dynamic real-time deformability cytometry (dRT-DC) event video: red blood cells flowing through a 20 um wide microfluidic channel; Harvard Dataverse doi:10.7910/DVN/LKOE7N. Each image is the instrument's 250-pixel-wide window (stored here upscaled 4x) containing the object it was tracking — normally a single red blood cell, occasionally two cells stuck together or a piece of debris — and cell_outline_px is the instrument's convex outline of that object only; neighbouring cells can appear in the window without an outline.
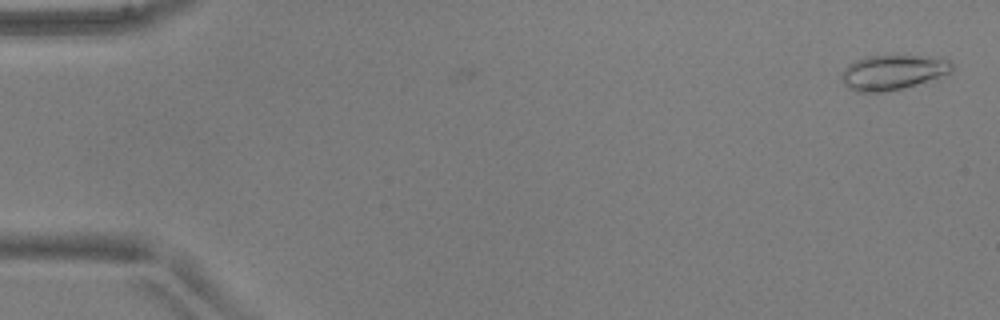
{"species": "common noctule bat (a hibernating species)", "species_latin": "Nyctalus noctula", "temperature_condition": "warm", "stored_images_in_passage": 3, "camera_frame_rate_fps": 3000, "um_per_image_px": 0.085, "animal": {"sex": "male", "body_mass_g": 17.9, "forearm_length_mm": 54.2}, "frame": {"image": 1, "passage_image": 3, "time_ms": 0.667, "image_size_px": [1000, 320], "cell_outline_px": [[956, 68], [952, 72], [900, 88], [884, 92], [856, 92], [848, 88], [844, 84], [840, 76], [844, 68], [848, 64], [856, 60], [868, 56], [920, 56], [948, 60]], "centroid_in_image_um": [75.82, 6.14], "position_along_channel_um": 9.2, "area_um2": 22.02}}